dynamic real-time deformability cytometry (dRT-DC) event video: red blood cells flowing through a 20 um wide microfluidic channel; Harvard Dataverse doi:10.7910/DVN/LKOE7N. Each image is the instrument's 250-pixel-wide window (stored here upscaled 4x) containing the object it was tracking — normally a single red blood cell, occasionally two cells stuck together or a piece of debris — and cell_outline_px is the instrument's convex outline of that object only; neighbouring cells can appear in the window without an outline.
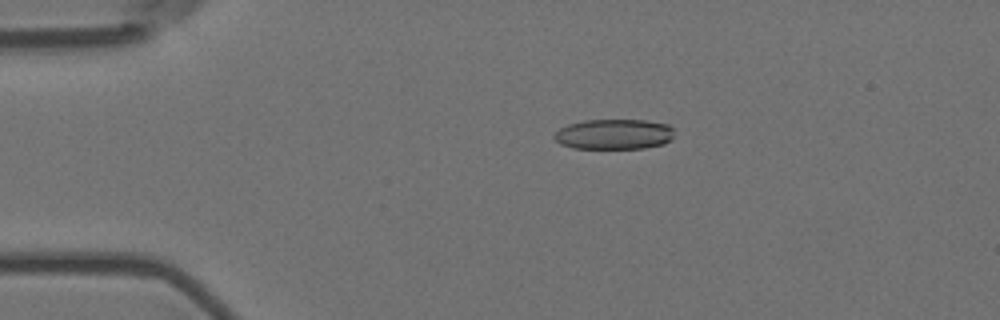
{"species": "Egyptian fruit bat (a non-hibernating species)", "species_latin": "Rousettus aegyptiacus", "temperature_condition": "room temperature", "stored_images_in_passage": 54, "camera_frame_rate_fps": 3000, "um_per_image_px": 0.085, "animal": {"sex": "female"}, "frame": {"image": 1, "passage_image": 9, "time_ms": 2.667, "image_size_px": [1000, 320], "cell_outline_px": [[672, 140], [664, 144], [644, 148], [572, 148], [560, 144], [552, 136], [560, 128], [568, 124], [584, 120], [644, 120], [668, 124], [672, 128]], "centroid_in_image_um": [52.18, 11.41], "position_along_channel_um": 32.8, "area_um2": 21.21}}
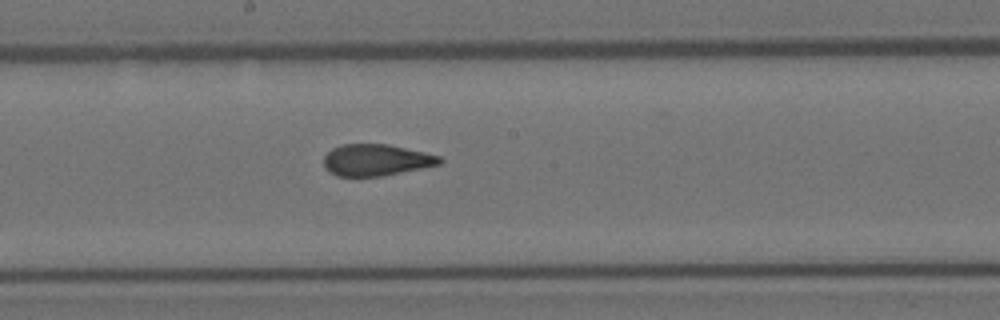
{"frame": {"image": 2, "passage_image": 28, "time_ms": 9.0, "image_size_px": [1000, 320], "cell_outline_px": [[444, 160], [440, 164], [384, 176], [336, 176], [328, 172], [324, 168], [324, 156], [332, 148], [340, 144], [388, 144], [424, 152], [440, 156]], "centroid_in_image_um": [31.95, 13.6], "position_along_channel_um": 216.3, "area_um2": 21.44}}
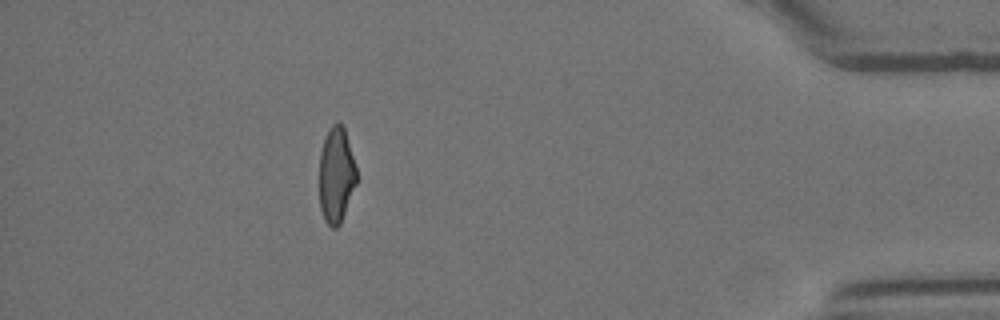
{"frame": {"image": 3, "passage_image": 48, "time_ms": 15.667, "image_size_px": [1000, 320], "cell_outline_px": [[356, 184], [340, 224], [336, 228], [332, 228], [324, 220], [320, 208], [320, 152], [324, 136], [328, 128], [332, 124], [340, 124], [344, 128], [356, 168]], "centroid_in_image_um": [28.56, 14.89], "position_along_channel_um": 406.6, "area_um2": 20.58}, "authors_computed_cell_mechanics": {"area_um2": 22.1952, "velocity_mm_per_s": 3.604, "shape_relaxation_time_tau1_ms": 8.9161, "shape_relaxation_time_tau2_ms": 1.4199, "deformation_change_tau1": 0.2211, "deformation_change_tau2": 0.0848}}